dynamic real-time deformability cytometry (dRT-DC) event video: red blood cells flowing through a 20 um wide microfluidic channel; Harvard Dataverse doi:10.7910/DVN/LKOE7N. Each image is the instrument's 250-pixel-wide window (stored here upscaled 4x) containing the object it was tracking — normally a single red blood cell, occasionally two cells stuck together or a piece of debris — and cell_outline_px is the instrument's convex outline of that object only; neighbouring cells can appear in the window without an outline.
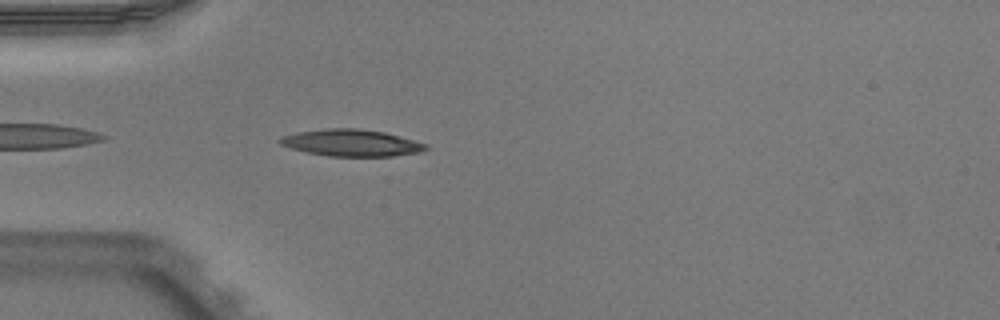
{"species": "Egyptian fruit bat (a non-hibernating species)", "species_latin": "Rousettus aegyptiacus", "temperature_condition": "warm", "stored_images_in_passage": 31, "camera_frame_rate_fps": 3000, "um_per_image_px": 0.085, "animal": {"sex": "male"}, "frame": {"image": 1, "passage_image": 2, "time_ms": 0.333, "image_size_px": [1000, 320], "cell_outline_px": [[428, 148], [416, 152], [392, 156], [328, 156], [308, 152], [292, 148], [280, 144], [276, 140], [284, 136], [300, 132], [328, 128], [356, 128], [384, 132], [400, 136], [428, 144]], "centroid_in_image_um": [29.88, 12.14], "position_along_channel_um": 55.1, "area_um2": 22.43}}
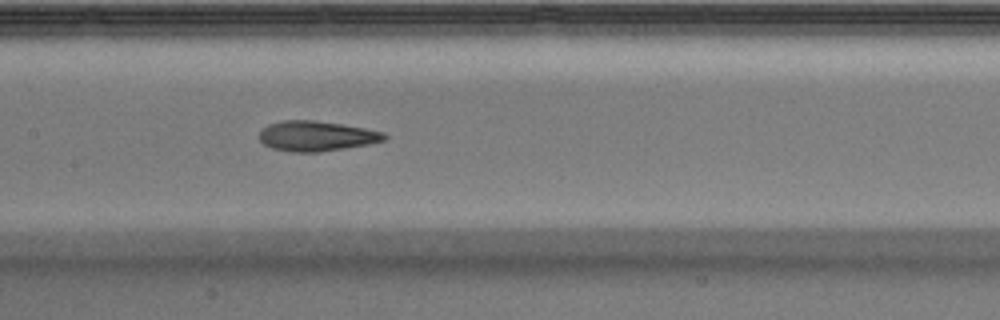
{"frame": {"image": 2, "passage_image": 12, "time_ms": 3.667, "image_size_px": [1000, 320], "cell_outline_px": [[388, 136], [384, 140], [368, 144], [320, 152], [288, 152], [272, 148], [264, 144], [260, 140], [260, 132], [268, 124], [284, 120], [312, 120], [340, 124], [364, 128], [384, 132]], "centroid_in_image_um": [26.88, 11.57], "position_along_channel_um": 180.5, "area_um2": 21.79}}
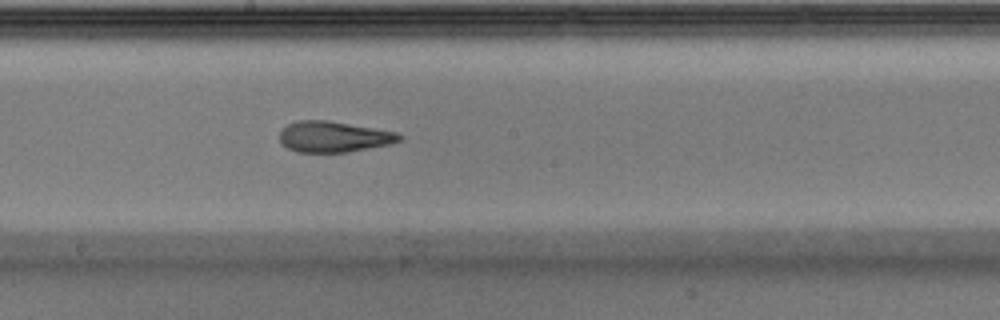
{"frame": {"image": 3, "passage_image": 15, "time_ms": 4.667, "image_size_px": [1000, 320], "cell_outline_px": [[404, 136], [400, 140], [388, 144], [348, 152], [296, 152], [280, 144], [280, 132], [288, 124], [296, 120], [328, 120], [396, 132]], "centroid_in_image_um": [28.33, 11.62], "position_along_channel_um": 219.9, "area_um2": 21.44}, "authors_computed_cell_mechanics": {"area_um2": 22.0796, "velocity_mm_per_s": 3.9695, "shape_relaxation_time_tau1_ms": 3.1597, "shape_relaxation_time_tau2_ms": 5.0928, "deformation_change_tau1": 0.1674, "deformation_change_tau2": 0.1857}}